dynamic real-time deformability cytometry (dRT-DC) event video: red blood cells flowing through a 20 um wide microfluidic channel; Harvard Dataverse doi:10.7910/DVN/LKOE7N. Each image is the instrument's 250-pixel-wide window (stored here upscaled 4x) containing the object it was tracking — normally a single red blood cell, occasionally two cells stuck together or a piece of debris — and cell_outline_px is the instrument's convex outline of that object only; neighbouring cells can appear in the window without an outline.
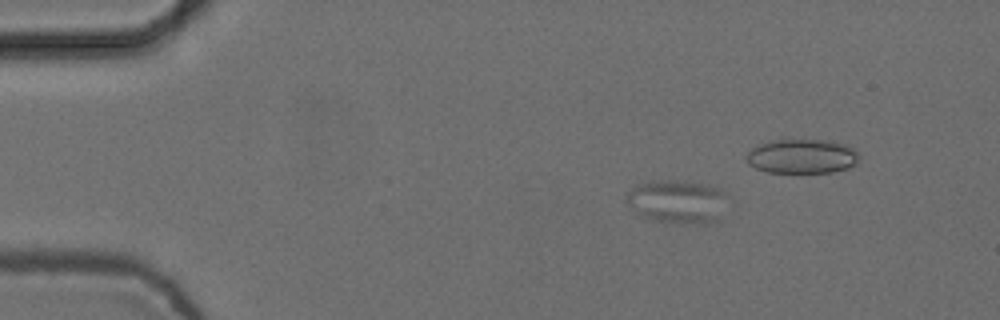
{"species": "common noctule bat (a hibernating species)", "species_latin": "Nyctalus noctula", "temperature_condition": "cold", "stored_images_in_passage": 4, "camera_frame_rate_fps": 3000, "um_per_image_px": 0.085, "animal": {"sex": "female", "body_mass_g": 24.6, "forearm_length_mm": 56.2}, "frame": {"image": 1, "passage_image": 1, "time_ms": 0.0, "image_size_px": [1000, 320], "cell_outline_px": [[724, 220], [716, 224], [664, 224], [644, 220], [624, 200], [628, 192], [636, 184], [652, 180], [676, 180], [708, 184], [724, 192]], "centroid_in_image_um": [57.56, 17.2], "position_along_channel_um": 27.4, "area_um2": 26.82}}